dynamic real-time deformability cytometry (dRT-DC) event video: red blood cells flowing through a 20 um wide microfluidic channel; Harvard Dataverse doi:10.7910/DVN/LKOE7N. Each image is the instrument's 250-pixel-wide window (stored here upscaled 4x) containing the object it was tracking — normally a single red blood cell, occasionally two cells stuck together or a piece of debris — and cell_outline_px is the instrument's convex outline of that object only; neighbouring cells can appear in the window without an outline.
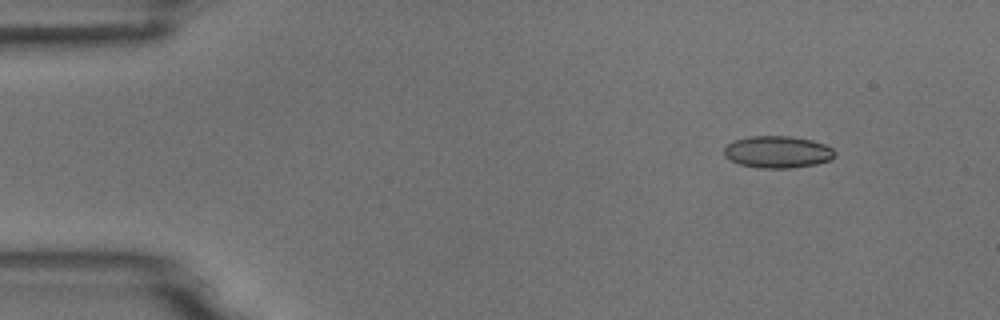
{"species": "common noctule bat (a hibernating species)", "species_latin": "Nyctalus noctula", "temperature_condition": "room temperature", "stored_images_in_passage": 5, "camera_frame_rate_fps": 3000, "um_per_image_px": 0.085, "animal": {"sex": "male", "body_mass_g": 18.8}, "frame": {"image": 1, "passage_image": 2, "time_ms": 1.0, "image_size_px": [1000, 320], "cell_outline_px": [[836, 156], [832, 160], [816, 164], [788, 168], [760, 168], [740, 164], [728, 160], [724, 156], [724, 148], [728, 144], [736, 140], [748, 136], [788, 136], [812, 140], [824, 144], [832, 148], [836, 152]], "centroid_in_image_um": [66.11, 12.92], "position_along_channel_um": 18.9, "area_um2": 20.75}}
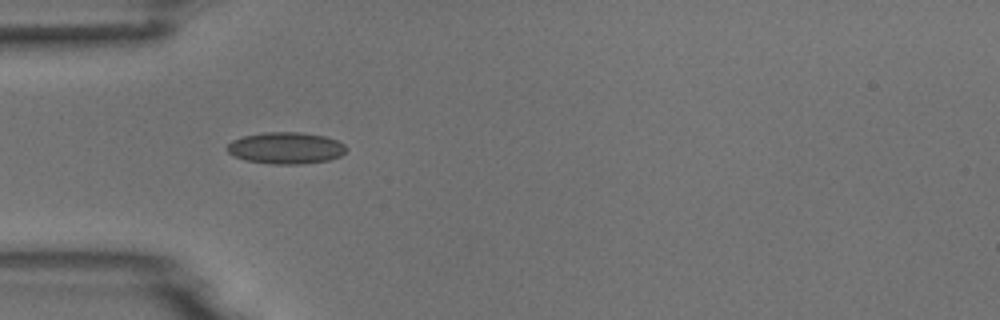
{"frame": {"image": 2, "passage_image": 4, "time_ms": 4.333, "image_size_px": [1000, 320], "cell_outline_px": [[348, 148], [340, 156], [328, 160], [300, 164], [272, 164], [244, 160], [232, 156], [224, 148], [232, 140], [244, 136], [264, 132], [300, 132], [324, 136], [336, 140], [344, 144]], "centroid_in_image_um": [24.26, 12.58], "position_along_channel_um": 60.7, "area_um2": 22.08}}